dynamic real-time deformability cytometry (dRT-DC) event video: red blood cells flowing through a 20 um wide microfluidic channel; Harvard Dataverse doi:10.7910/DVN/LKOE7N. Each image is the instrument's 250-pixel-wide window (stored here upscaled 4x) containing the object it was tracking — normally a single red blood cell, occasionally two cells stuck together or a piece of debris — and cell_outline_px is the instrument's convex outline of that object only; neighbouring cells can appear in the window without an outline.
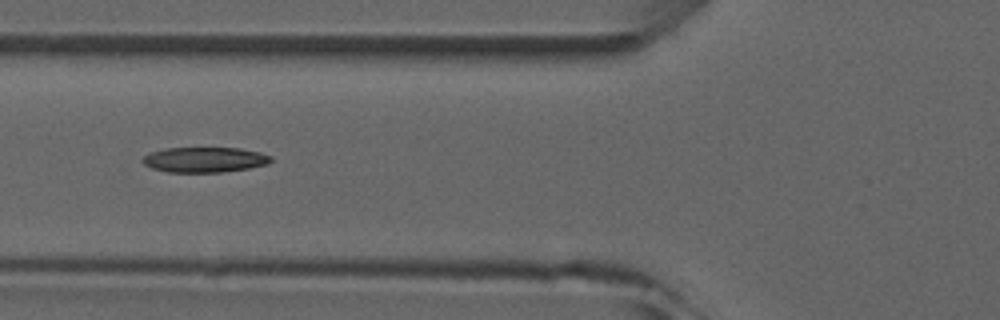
{"species": "common noctule bat (a hibernating species)", "species_latin": "Nyctalus noctula", "temperature_condition": "room temperature", "stored_images_in_passage": 7, "camera_frame_rate_fps": 3000, "um_per_image_px": 0.085, "animal": {"sex": "male", "forearm_length_mm": 52.5}, "frame": {"image": 1, "passage_image": 6, "time_ms": 6.0, "image_size_px": [1000, 320], "cell_outline_px": [[272, 160], [268, 164], [248, 168], [224, 172], [168, 172], [152, 168], [144, 164], [140, 160], [148, 152], [164, 148], [240, 148], [260, 152], [272, 156]], "centroid_in_image_um": [17.37, 13.57], "position_along_channel_um": 108.4, "area_um2": 19.02}}
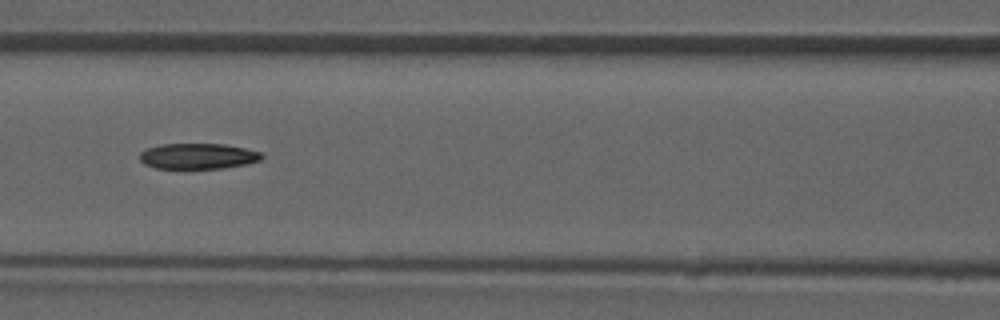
{"frame": {"image": 2, "passage_image": 7, "time_ms": 7.0, "image_size_px": [1000, 320], "cell_outline_px": [[264, 156], [260, 160], [248, 164], [224, 168], [156, 168], [144, 164], [140, 160], [140, 152], [148, 148], [160, 144], [224, 144], [244, 148], [260, 152]], "centroid_in_image_um": [16.83, 13.27], "position_along_channel_um": 149.8, "area_um2": 18.21}}